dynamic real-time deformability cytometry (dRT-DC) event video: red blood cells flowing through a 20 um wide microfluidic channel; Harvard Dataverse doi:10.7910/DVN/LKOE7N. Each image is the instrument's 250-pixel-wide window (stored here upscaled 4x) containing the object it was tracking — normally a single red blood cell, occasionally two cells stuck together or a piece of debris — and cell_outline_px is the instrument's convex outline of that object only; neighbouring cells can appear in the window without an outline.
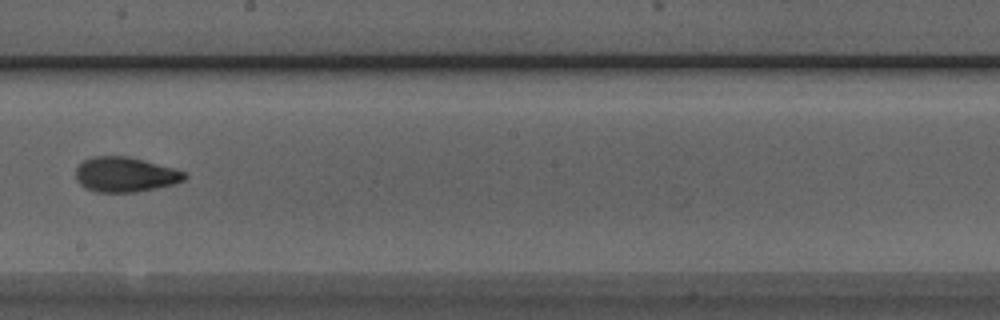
{"species": "Egyptian fruit bat (a non-hibernating species)", "species_latin": "Rousettus aegyptiacus", "temperature_condition": "room temperature", "stored_images_in_passage": 8, "camera_frame_rate_fps": 3000, "um_per_image_px": 0.085, "animal": {"sex": "male"}, "frame": {"image": 1, "passage_image": 8, "time_ms": 2.333, "image_size_px": [1000, 320], "cell_outline_px": [[188, 176], [184, 180], [172, 184], [136, 192], [96, 192], [84, 188], [76, 180], [76, 168], [84, 160], [92, 156], [128, 156], [144, 160], [172, 168], [184, 172]], "centroid_in_image_um": [10.6, 14.83], "position_along_channel_um": 237.6, "area_um2": 22.02}}